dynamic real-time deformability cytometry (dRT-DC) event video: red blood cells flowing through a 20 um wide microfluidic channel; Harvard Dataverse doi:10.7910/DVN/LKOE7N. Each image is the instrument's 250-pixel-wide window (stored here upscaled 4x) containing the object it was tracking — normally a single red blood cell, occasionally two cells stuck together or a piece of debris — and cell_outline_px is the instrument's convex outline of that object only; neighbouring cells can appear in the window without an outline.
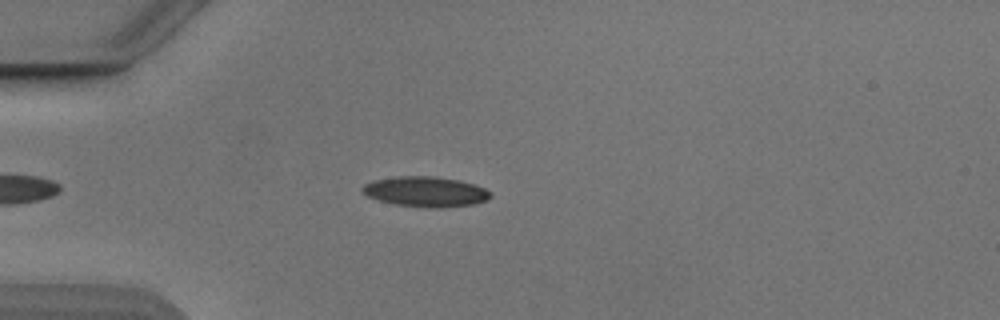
{"species": "Egyptian fruit bat (a non-hibernating species)", "species_latin": "Rousettus aegyptiacus", "temperature_condition": "cold", "stored_images_in_passage": 41, "camera_frame_rate_fps": 3000, "um_per_image_px": 0.085, "animal": {"sex": "male"}, "frame": {"image": 1, "passage_image": 8, "time_ms": 2.333, "image_size_px": [1000, 320], "cell_outline_px": [[492, 196], [488, 200], [472, 204], [440, 208], [424, 208], [396, 204], [380, 200], [368, 196], [360, 188], [364, 184], [372, 180], [396, 176], [436, 176], [460, 180], [484, 188], [492, 192]], "centroid_in_image_um": [36.19, 16.29], "position_along_channel_um": 48.8, "area_um2": 22.66}}
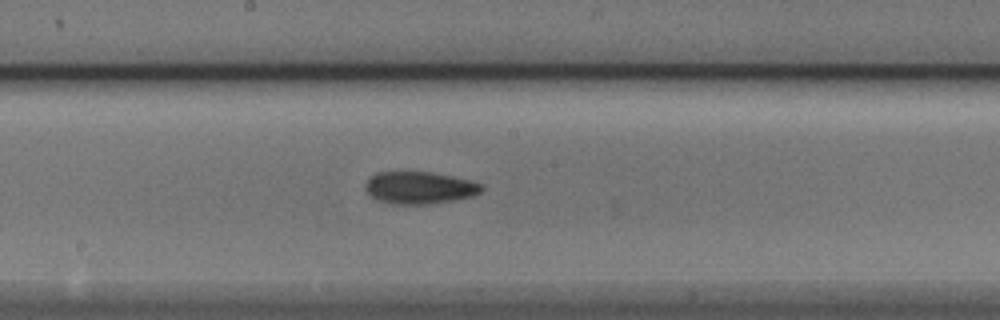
{"frame": {"image": 2, "passage_image": 22, "time_ms": 7.0, "image_size_px": [1000, 320], "cell_outline_px": [[484, 188], [480, 192], [472, 196], [452, 200], [428, 204], [388, 204], [376, 200], [364, 188], [364, 184], [368, 176], [376, 172], [432, 172], [452, 176], [468, 180], [480, 184]], "centroid_in_image_um": [35.58, 15.95], "position_along_channel_um": 212.6, "area_um2": 21.91}}
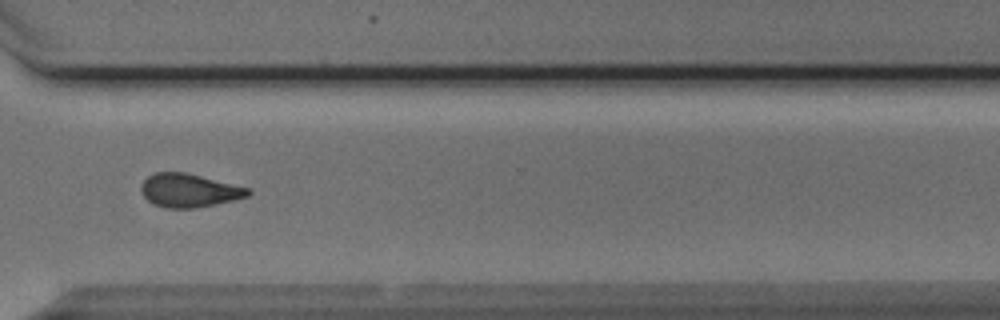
{"frame": {"image": 3, "passage_image": 33, "time_ms": 10.667, "image_size_px": [1000, 320], "cell_outline_px": [[252, 192], [248, 196], [232, 200], [192, 208], [164, 208], [152, 204], [144, 196], [140, 188], [140, 184], [148, 176], [156, 172], [184, 172], [252, 188]], "centroid_in_image_um": [16.06, 16.18], "position_along_channel_um": 354.5, "area_um2": 20.81}, "authors_computed_cell_mechanics": {"area_um2": 21.2704, "velocity_mm_per_s": 3.8796, "shape_relaxation_time_tau1_ms": 4.1063, "shape_relaxation_time_tau2_ms": 4.7868, "deformation_change_tau1": 0.1119, "deformation_change_tau2": 0.1179}}